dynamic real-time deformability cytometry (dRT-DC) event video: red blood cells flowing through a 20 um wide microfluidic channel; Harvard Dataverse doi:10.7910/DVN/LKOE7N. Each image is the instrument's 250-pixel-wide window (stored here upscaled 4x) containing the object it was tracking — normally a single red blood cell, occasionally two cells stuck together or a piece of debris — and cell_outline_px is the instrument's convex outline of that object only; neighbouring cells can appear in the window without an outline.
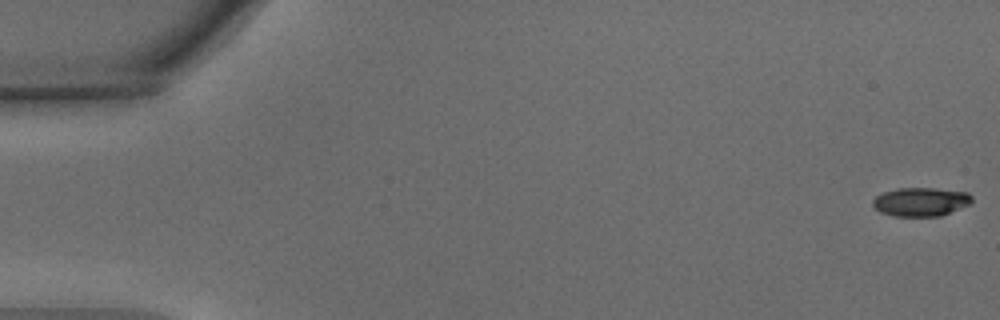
{"species": "common noctule bat (a hibernating species)", "species_latin": "Nyctalus noctula", "temperature_condition": "warm", "stored_images_in_passage": 54, "camera_frame_rate_fps": 3000, "um_per_image_px": 0.085, "animal": {"sex": "male", "body_mass_g": 15.6}, "frame": {"image": 1, "passage_image": 1, "time_ms": 0.0, "image_size_px": [1000, 320], "cell_outline_px": [[972, 204], [940, 216], [892, 216], [880, 212], [872, 204], [872, 200], [876, 196], [884, 192], [896, 188], [936, 188], [968, 192], [972, 196]], "centroid_in_image_um": [78.29, 17.15], "position_along_channel_um": 6.7, "area_um2": 16.76}}
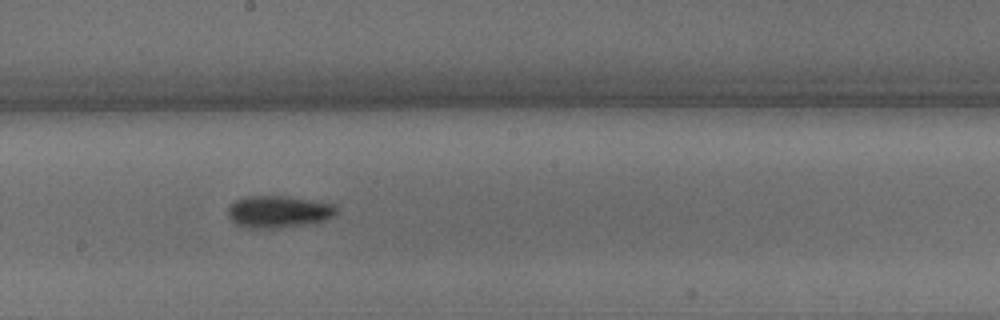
{"frame": {"image": 2, "passage_image": 31, "time_ms": 10.0, "image_size_px": [1000, 320], "cell_outline_px": [[336, 212], [332, 216], [324, 220], [308, 224], [280, 228], [252, 228], [236, 224], [228, 216], [228, 208], [236, 200], [248, 196], [280, 196], [308, 200], [332, 204], [336, 208]], "centroid_in_image_um": [23.64, 18.01], "position_along_channel_um": 224.6, "area_um2": 19.83}}
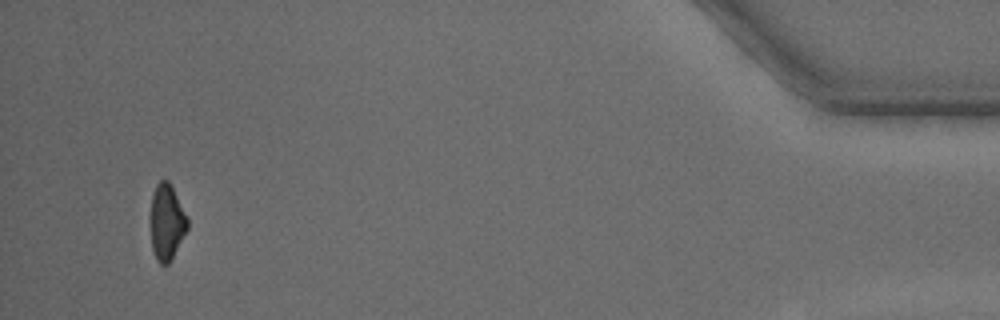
{"frame": {"image": 3, "passage_image": 53, "time_ms": 17.333, "image_size_px": [1000, 320], "cell_outline_px": [[188, 228], [168, 264], [160, 264], [156, 260], [152, 252], [148, 220], [152, 192], [156, 184], [160, 180], [168, 180], [188, 220]], "centroid_in_image_um": [14.09, 18.89], "position_along_channel_um": 421.1, "area_um2": 16.65}}